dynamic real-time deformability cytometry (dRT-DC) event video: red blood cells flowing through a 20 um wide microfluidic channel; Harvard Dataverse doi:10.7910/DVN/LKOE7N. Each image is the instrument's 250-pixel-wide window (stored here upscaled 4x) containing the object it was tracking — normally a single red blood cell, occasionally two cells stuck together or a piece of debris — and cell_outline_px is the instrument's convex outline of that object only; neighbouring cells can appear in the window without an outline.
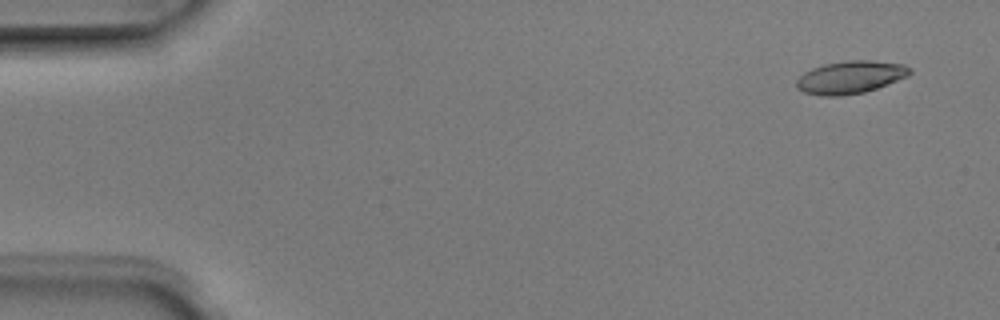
{"species": "Egyptian fruit bat (a non-hibernating species)", "species_latin": "Rousettus aegyptiacus", "temperature_condition": "room temperature", "stored_images_in_passage": 2, "camera_frame_rate_fps": 3000, "um_per_image_px": 0.085, "animal": {"sex": "male"}, "frame": {"image": 1, "passage_image": 1, "time_ms": 0.0, "image_size_px": [1000, 320], "cell_outline_px": [[912, 72], [908, 76], [876, 88], [864, 92], [840, 96], [820, 96], [804, 92], [796, 88], [796, 80], [804, 72], [812, 68], [824, 64], [848, 60], [872, 60], [904, 64], [912, 68]], "centroid_in_image_um": [72.28, 6.56], "position_along_channel_um": 12.7, "area_um2": 21.68}}